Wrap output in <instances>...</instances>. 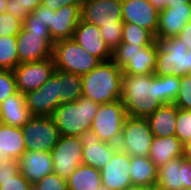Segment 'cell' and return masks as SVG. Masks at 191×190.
I'll return each instance as SVG.
<instances>
[{"label": "cell", "instance_id": "obj_1", "mask_svg": "<svg viewBox=\"0 0 191 190\" xmlns=\"http://www.w3.org/2000/svg\"><path fill=\"white\" fill-rule=\"evenodd\" d=\"M180 77L123 74L122 103L127 116L148 118L160 106L174 103Z\"/></svg>", "mask_w": 191, "mask_h": 190}, {"label": "cell", "instance_id": "obj_2", "mask_svg": "<svg viewBox=\"0 0 191 190\" xmlns=\"http://www.w3.org/2000/svg\"><path fill=\"white\" fill-rule=\"evenodd\" d=\"M122 69L112 60L100 62L90 72L82 75V96L98 104L122 98Z\"/></svg>", "mask_w": 191, "mask_h": 190}, {"label": "cell", "instance_id": "obj_3", "mask_svg": "<svg viewBox=\"0 0 191 190\" xmlns=\"http://www.w3.org/2000/svg\"><path fill=\"white\" fill-rule=\"evenodd\" d=\"M100 104L87 97L60 104L51 117L61 136H79L91 128Z\"/></svg>", "mask_w": 191, "mask_h": 190}, {"label": "cell", "instance_id": "obj_4", "mask_svg": "<svg viewBox=\"0 0 191 190\" xmlns=\"http://www.w3.org/2000/svg\"><path fill=\"white\" fill-rule=\"evenodd\" d=\"M155 45L158 53L154 75L181 78L190 74V50L182 39L155 37Z\"/></svg>", "mask_w": 191, "mask_h": 190}, {"label": "cell", "instance_id": "obj_5", "mask_svg": "<svg viewBox=\"0 0 191 190\" xmlns=\"http://www.w3.org/2000/svg\"><path fill=\"white\" fill-rule=\"evenodd\" d=\"M155 43L149 46L121 42L112 50L111 60L122 69L123 74H154L157 59Z\"/></svg>", "mask_w": 191, "mask_h": 190}, {"label": "cell", "instance_id": "obj_6", "mask_svg": "<svg viewBox=\"0 0 191 190\" xmlns=\"http://www.w3.org/2000/svg\"><path fill=\"white\" fill-rule=\"evenodd\" d=\"M52 57L55 69L80 75L90 72L100 63L73 38L55 41Z\"/></svg>", "mask_w": 191, "mask_h": 190}, {"label": "cell", "instance_id": "obj_7", "mask_svg": "<svg viewBox=\"0 0 191 190\" xmlns=\"http://www.w3.org/2000/svg\"><path fill=\"white\" fill-rule=\"evenodd\" d=\"M153 139L147 118L127 116L117 146L130 157H148Z\"/></svg>", "mask_w": 191, "mask_h": 190}, {"label": "cell", "instance_id": "obj_8", "mask_svg": "<svg viewBox=\"0 0 191 190\" xmlns=\"http://www.w3.org/2000/svg\"><path fill=\"white\" fill-rule=\"evenodd\" d=\"M127 117L122 100L100 104L91 128L102 142L118 145Z\"/></svg>", "mask_w": 191, "mask_h": 190}, {"label": "cell", "instance_id": "obj_9", "mask_svg": "<svg viewBox=\"0 0 191 190\" xmlns=\"http://www.w3.org/2000/svg\"><path fill=\"white\" fill-rule=\"evenodd\" d=\"M22 130L26 151L51 152L61 137L51 116H33Z\"/></svg>", "mask_w": 191, "mask_h": 190}, {"label": "cell", "instance_id": "obj_10", "mask_svg": "<svg viewBox=\"0 0 191 190\" xmlns=\"http://www.w3.org/2000/svg\"><path fill=\"white\" fill-rule=\"evenodd\" d=\"M54 69L53 57L18 64L13 69L17 91L25 95L38 89L49 79Z\"/></svg>", "mask_w": 191, "mask_h": 190}, {"label": "cell", "instance_id": "obj_11", "mask_svg": "<svg viewBox=\"0 0 191 190\" xmlns=\"http://www.w3.org/2000/svg\"><path fill=\"white\" fill-rule=\"evenodd\" d=\"M51 154L53 172L67 179L82 164L83 146L78 136H61Z\"/></svg>", "mask_w": 191, "mask_h": 190}, {"label": "cell", "instance_id": "obj_12", "mask_svg": "<svg viewBox=\"0 0 191 190\" xmlns=\"http://www.w3.org/2000/svg\"><path fill=\"white\" fill-rule=\"evenodd\" d=\"M27 107L32 116H51L61 104L58 89V70L54 69L49 79L38 89L25 94Z\"/></svg>", "mask_w": 191, "mask_h": 190}, {"label": "cell", "instance_id": "obj_13", "mask_svg": "<svg viewBox=\"0 0 191 190\" xmlns=\"http://www.w3.org/2000/svg\"><path fill=\"white\" fill-rule=\"evenodd\" d=\"M19 64L52 57L55 41L50 34H36L24 28L16 36Z\"/></svg>", "mask_w": 191, "mask_h": 190}, {"label": "cell", "instance_id": "obj_14", "mask_svg": "<svg viewBox=\"0 0 191 190\" xmlns=\"http://www.w3.org/2000/svg\"><path fill=\"white\" fill-rule=\"evenodd\" d=\"M81 20L100 26L123 24L121 0H82Z\"/></svg>", "mask_w": 191, "mask_h": 190}, {"label": "cell", "instance_id": "obj_15", "mask_svg": "<svg viewBox=\"0 0 191 190\" xmlns=\"http://www.w3.org/2000/svg\"><path fill=\"white\" fill-rule=\"evenodd\" d=\"M83 146L82 164L101 170L111 160L117 145L102 142L92 129L78 136Z\"/></svg>", "mask_w": 191, "mask_h": 190}, {"label": "cell", "instance_id": "obj_16", "mask_svg": "<svg viewBox=\"0 0 191 190\" xmlns=\"http://www.w3.org/2000/svg\"><path fill=\"white\" fill-rule=\"evenodd\" d=\"M156 184L165 190L191 189V162L182 156L161 165Z\"/></svg>", "mask_w": 191, "mask_h": 190}, {"label": "cell", "instance_id": "obj_17", "mask_svg": "<svg viewBox=\"0 0 191 190\" xmlns=\"http://www.w3.org/2000/svg\"><path fill=\"white\" fill-rule=\"evenodd\" d=\"M122 21L136 24L155 36L159 11L148 0H121Z\"/></svg>", "mask_w": 191, "mask_h": 190}, {"label": "cell", "instance_id": "obj_18", "mask_svg": "<svg viewBox=\"0 0 191 190\" xmlns=\"http://www.w3.org/2000/svg\"><path fill=\"white\" fill-rule=\"evenodd\" d=\"M131 157L117 149L110 162L100 170L102 184L112 190H124L132 185L130 174Z\"/></svg>", "mask_w": 191, "mask_h": 190}, {"label": "cell", "instance_id": "obj_19", "mask_svg": "<svg viewBox=\"0 0 191 190\" xmlns=\"http://www.w3.org/2000/svg\"><path fill=\"white\" fill-rule=\"evenodd\" d=\"M73 39L100 62L111 60L112 51L104 42L96 25L80 20L74 30Z\"/></svg>", "mask_w": 191, "mask_h": 190}, {"label": "cell", "instance_id": "obj_20", "mask_svg": "<svg viewBox=\"0 0 191 190\" xmlns=\"http://www.w3.org/2000/svg\"><path fill=\"white\" fill-rule=\"evenodd\" d=\"M81 20L80 5L61 6L51 10L50 35L54 41L72 39L74 30Z\"/></svg>", "mask_w": 191, "mask_h": 190}, {"label": "cell", "instance_id": "obj_21", "mask_svg": "<svg viewBox=\"0 0 191 190\" xmlns=\"http://www.w3.org/2000/svg\"><path fill=\"white\" fill-rule=\"evenodd\" d=\"M18 161L19 172L31 184L53 172L51 152L25 151Z\"/></svg>", "mask_w": 191, "mask_h": 190}, {"label": "cell", "instance_id": "obj_22", "mask_svg": "<svg viewBox=\"0 0 191 190\" xmlns=\"http://www.w3.org/2000/svg\"><path fill=\"white\" fill-rule=\"evenodd\" d=\"M189 21H191V2L183 6L165 8L159 12L155 37H176Z\"/></svg>", "mask_w": 191, "mask_h": 190}, {"label": "cell", "instance_id": "obj_23", "mask_svg": "<svg viewBox=\"0 0 191 190\" xmlns=\"http://www.w3.org/2000/svg\"><path fill=\"white\" fill-rule=\"evenodd\" d=\"M32 114L26 105L25 95L17 91L0 104V122L9 126L23 127Z\"/></svg>", "mask_w": 191, "mask_h": 190}, {"label": "cell", "instance_id": "obj_24", "mask_svg": "<svg viewBox=\"0 0 191 190\" xmlns=\"http://www.w3.org/2000/svg\"><path fill=\"white\" fill-rule=\"evenodd\" d=\"M185 145L175 136L154 137L149 158L159 168L170 160L184 156Z\"/></svg>", "mask_w": 191, "mask_h": 190}, {"label": "cell", "instance_id": "obj_25", "mask_svg": "<svg viewBox=\"0 0 191 190\" xmlns=\"http://www.w3.org/2000/svg\"><path fill=\"white\" fill-rule=\"evenodd\" d=\"M177 113L178 108L174 103L164 104L147 118L154 137L175 135Z\"/></svg>", "mask_w": 191, "mask_h": 190}, {"label": "cell", "instance_id": "obj_26", "mask_svg": "<svg viewBox=\"0 0 191 190\" xmlns=\"http://www.w3.org/2000/svg\"><path fill=\"white\" fill-rule=\"evenodd\" d=\"M26 151L21 127L0 123V152L7 160H19Z\"/></svg>", "mask_w": 191, "mask_h": 190}, {"label": "cell", "instance_id": "obj_27", "mask_svg": "<svg viewBox=\"0 0 191 190\" xmlns=\"http://www.w3.org/2000/svg\"><path fill=\"white\" fill-rule=\"evenodd\" d=\"M66 180L68 190H98L102 184L100 170L84 164H80Z\"/></svg>", "mask_w": 191, "mask_h": 190}, {"label": "cell", "instance_id": "obj_28", "mask_svg": "<svg viewBox=\"0 0 191 190\" xmlns=\"http://www.w3.org/2000/svg\"><path fill=\"white\" fill-rule=\"evenodd\" d=\"M130 174L133 185L150 187L157 183L158 167L149 157H131Z\"/></svg>", "mask_w": 191, "mask_h": 190}, {"label": "cell", "instance_id": "obj_29", "mask_svg": "<svg viewBox=\"0 0 191 190\" xmlns=\"http://www.w3.org/2000/svg\"><path fill=\"white\" fill-rule=\"evenodd\" d=\"M31 183L19 172L18 160H7L0 167V190H30Z\"/></svg>", "mask_w": 191, "mask_h": 190}, {"label": "cell", "instance_id": "obj_30", "mask_svg": "<svg viewBox=\"0 0 191 190\" xmlns=\"http://www.w3.org/2000/svg\"><path fill=\"white\" fill-rule=\"evenodd\" d=\"M60 103H69L82 96V75L58 70Z\"/></svg>", "mask_w": 191, "mask_h": 190}, {"label": "cell", "instance_id": "obj_31", "mask_svg": "<svg viewBox=\"0 0 191 190\" xmlns=\"http://www.w3.org/2000/svg\"><path fill=\"white\" fill-rule=\"evenodd\" d=\"M122 42L149 46L155 43V35L136 24L123 23Z\"/></svg>", "mask_w": 191, "mask_h": 190}, {"label": "cell", "instance_id": "obj_32", "mask_svg": "<svg viewBox=\"0 0 191 190\" xmlns=\"http://www.w3.org/2000/svg\"><path fill=\"white\" fill-rule=\"evenodd\" d=\"M18 64L16 36H0V69L13 70Z\"/></svg>", "mask_w": 191, "mask_h": 190}, {"label": "cell", "instance_id": "obj_33", "mask_svg": "<svg viewBox=\"0 0 191 190\" xmlns=\"http://www.w3.org/2000/svg\"><path fill=\"white\" fill-rule=\"evenodd\" d=\"M41 3L42 0H7L5 11L24 21Z\"/></svg>", "mask_w": 191, "mask_h": 190}, {"label": "cell", "instance_id": "obj_34", "mask_svg": "<svg viewBox=\"0 0 191 190\" xmlns=\"http://www.w3.org/2000/svg\"><path fill=\"white\" fill-rule=\"evenodd\" d=\"M175 136L184 145L191 141V110L178 108Z\"/></svg>", "mask_w": 191, "mask_h": 190}, {"label": "cell", "instance_id": "obj_35", "mask_svg": "<svg viewBox=\"0 0 191 190\" xmlns=\"http://www.w3.org/2000/svg\"><path fill=\"white\" fill-rule=\"evenodd\" d=\"M174 104L177 108L191 110V74L180 78V87Z\"/></svg>", "mask_w": 191, "mask_h": 190}, {"label": "cell", "instance_id": "obj_36", "mask_svg": "<svg viewBox=\"0 0 191 190\" xmlns=\"http://www.w3.org/2000/svg\"><path fill=\"white\" fill-rule=\"evenodd\" d=\"M23 28V21L12 14H0V36H17Z\"/></svg>", "mask_w": 191, "mask_h": 190}, {"label": "cell", "instance_id": "obj_37", "mask_svg": "<svg viewBox=\"0 0 191 190\" xmlns=\"http://www.w3.org/2000/svg\"><path fill=\"white\" fill-rule=\"evenodd\" d=\"M99 29L104 42L111 51L122 42L123 24L100 26Z\"/></svg>", "mask_w": 191, "mask_h": 190}, {"label": "cell", "instance_id": "obj_38", "mask_svg": "<svg viewBox=\"0 0 191 190\" xmlns=\"http://www.w3.org/2000/svg\"><path fill=\"white\" fill-rule=\"evenodd\" d=\"M17 92L13 70L0 69V104Z\"/></svg>", "mask_w": 191, "mask_h": 190}, {"label": "cell", "instance_id": "obj_39", "mask_svg": "<svg viewBox=\"0 0 191 190\" xmlns=\"http://www.w3.org/2000/svg\"><path fill=\"white\" fill-rule=\"evenodd\" d=\"M35 185L39 190H68L67 180L56 175L54 172L47 174L36 182Z\"/></svg>", "mask_w": 191, "mask_h": 190}, {"label": "cell", "instance_id": "obj_40", "mask_svg": "<svg viewBox=\"0 0 191 190\" xmlns=\"http://www.w3.org/2000/svg\"><path fill=\"white\" fill-rule=\"evenodd\" d=\"M23 28L26 31H31L36 34H50L46 23L36 20V17L32 13H29L27 18L23 21Z\"/></svg>", "mask_w": 191, "mask_h": 190}, {"label": "cell", "instance_id": "obj_41", "mask_svg": "<svg viewBox=\"0 0 191 190\" xmlns=\"http://www.w3.org/2000/svg\"><path fill=\"white\" fill-rule=\"evenodd\" d=\"M82 0H42V5L48 7L52 11H56V9L60 8L61 6H68V5H81Z\"/></svg>", "mask_w": 191, "mask_h": 190}, {"label": "cell", "instance_id": "obj_42", "mask_svg": "<svg viewBox=\"0 0 191 190\" xmlns=\"http://www.w3.org/2000/svg\"><path fill=\"white\" fill-rule=\"evenodd\" d=\"M32 14L36 17V20L46 23L47 27L50 29L51 9L41 4Z\"/></svg>", "mask_w": 191, "mask_h": 190}, {"label": "cell", "instance_id": "obj_43", "mask_svg": "<svg viewBox=\"0 0 191 190\" xmlns=\"http://www.w3.org/2000/svg\"><path fill=\"white\" fill-rule=\"evenodd\" d=\"M178 37L182 39L191 51V21H189L179 32Z\"/></svg>", "mask_w": 191, "mask_h": 190}, {"label": "cell", "instance_id": "obj_44", "mask_svg": "<svg viewBox=\"0 0 191 190\" xmlns=\"http://www.w3.org/2000/svg\"><path fill=\"white\" fill-rule=\"evenodd\" d=\"M159 12L167 8L166 0H148Z\"/></svg>", "mask_w": 191, "mask_h": 190}, {"label": "cell", "instance_id": "obj_45", "mask_svg": "<svg viewBox=\"0 0 191 190\" xmlns=\"http://www.w3.org/2000/svg\"><path fill=\"white\" fill-rule=\"evenodd\" d=\"M167 8H173V6H183L184 4H188L191 0H166Z\"/></svg>", "mask_w": 191, "mask_h": 190}, {"label": "cell", "instance_id": "obj_46", "mask_svg": "<svg viewBox=\"0 0 191 190\" xmlns=\"http://www.w3.org/2000/svg\"><path fill=\"white\" fill-rule=\"evenodd\" d=\"M184 156L191 162V141L185 145Z\"/></svg>", "mask_w": 191, "mask_h": 190}, {"label": "cell", "instance_id": "obj_47", "mask_svg": "<svg viewBox=\"0 0 191 190\" xmlns=\"http://www.w3.org/2000/svg\"><path fill=\"white\" fill-rule=\"evenodd\" d=\"M148 187L141 186V185H130L126 187L124 190H146Z\"/></svg>", "mask_w": 191, "mask_h": 190}, {"label": "cell", "instance_id": "obj_48", "mask_svg": "<svg viewBox=\"0 0 191 190\" xmlns=\"http://www.w3.org/2000/svg\"><path fill=\"white\" fill-rule=\"evenodd\" d=\"M7 0H0V14L6 12Z\"/></svg>", "mask_w": 191, "mask_h": 190}, {"label": "cell", "instance_id": "obj_49", "mask_svg": "<svg viewBox=\"0 0 191 190\" xmlns=\"http://www.w3.org/2000/svg\"><path fill=\"white\" fill-rule=\"evenodd\" d=\"M146 190H165V189L162 188L161 186L155 184V185L148 187Z\"/></svg>", "mask_w": 191, "mask_h": 190}, {"label": "cell", "instance_id": "obj_50", "mask_svg": "<svg viewBox=\"0 0 191 190\" xmlns=\"http://www.w3.org/2000/svg\"><path fill=\"white\" fill-rule=\"evenodd\" d=\"M7 161V159L0 152V167Z\"/></svg>", "mask_w": 191, "mask_h": 190}, {"label": "cell", "instance_id": "obj_51", "mask_svg": "<svg viewBox=\"0 0 191 190\" xmlns=\"http://www.w3.org/2000/svg\"><path fill=\"white\" fill-rule=\"evenodd\" d=\"M98 190H112V189H109L106 185L101 184V186L98 187Z\"/></svg>", "mask_w": 191, "mask_h": 190}, {"label": "cell", "instance_id": "obj_52", "mask_svg": "<svg viewBox=\"0 0 191 190\" xmlns=\"http://www.w3.org/2000/svg\"><path fill=\"white\" fill-rule=\"evenodd\" d=\"M30 190H39L35 184H31Z\"/></svg>", "mask_w": 191, "mask_h": 190}, {"label": "cell", "instance_id": "obj_53", "mask_svg": "<svg viewBox=\"0 0 191 190\" xmlns=\"http://www.w3.org/2000/svg\"><path fill=\"white\" fill-rule=\"evenodd\" d=\"M190 74H191V51H190Z\"/></svg>", "mask_w": 191, "mask_h": 190}]
</instances>
